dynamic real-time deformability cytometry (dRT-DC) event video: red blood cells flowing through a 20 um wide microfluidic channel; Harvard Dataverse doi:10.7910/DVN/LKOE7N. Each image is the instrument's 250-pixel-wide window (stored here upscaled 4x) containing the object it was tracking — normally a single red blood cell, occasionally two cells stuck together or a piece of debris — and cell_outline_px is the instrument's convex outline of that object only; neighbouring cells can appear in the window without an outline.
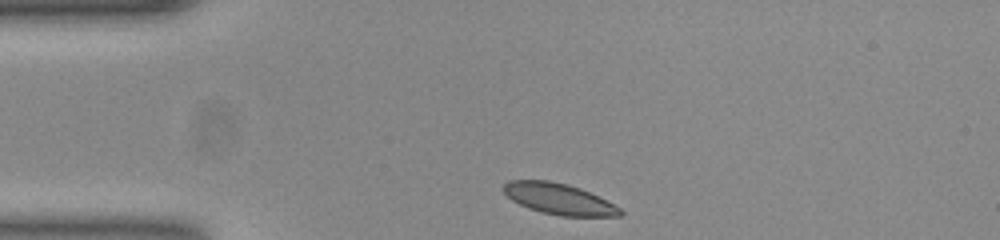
{"species": "common noctule bat (a hibernating species)", "species_latin": "Nyctalus noctula", "temperature_condition": "room temperature", "stored_images_in_passage": 33, "camera_frame_rate_fps": 3000, "um_per_image_px": 0.085, "animal": {"sex": "female", "body_mass_g": 23.0, "forearm_length_mm": 53.4}, "frame": {"image": 1, "passage_image": 1, "time_ms": 0.0, "image_size_px": [1000, 240], "cell_outline_px": [[624, 212], [620, 216], [560, 216], [540, 212], [528, 208], [512, 200], [500, 188], [508, 180], [548, 180], [580, 188], [620, 208]], "centroid_in_image_um": [47.45, 16.91], "position_along_channel_um": 37.6, "area_um2": 20.87}}
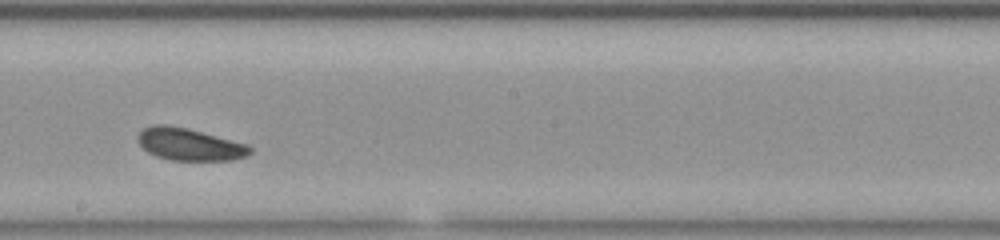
{"frame": {"image": 2, "passage_image": 19, "time_ms": 6.0, "image_size_px": [1000, 240], "cell_outline_px": [[252, 152], [248, 156], [232, 160], [168, 160], [156, 156], [148, 152], [136, 140], [136, 136], [144, 128], [156, 124], [164, 124], [184, 128], [248, 144], [252, 148]], "centroid_in_image_um": [16.1, 12.28], "position_along_channel_um": 232.1, "area_um2": 20.92}}
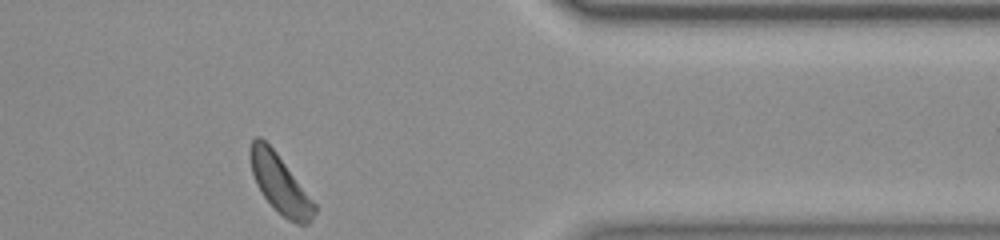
{"frame": {"image": 3, "passage_image": 33, "time_ms": 10.667, "image_size_px": [1000, 240], "cell_outline_px": [[316, 212], [312, 220], [308, 224], [296, 224], [288, 220], [264, 196], [256, 184], [252, 172], [248, 152], [252, 140], [256, 136], [260, 136], [276, 152], [316, 204]], "centroid_in_image_um": [23.79, 15.62], "position_along_channel_um": 387.6, "area_um2": 21.56}, "authors_computed_cell_mechanics": {"area_um2": 21.5016, "velocity_mm_per_s": 3.7846, "shape_relaxation_time_tau1_ms": 1.3329, "shape_relaxation_time_tau2_ms": 7.6994, "deformation_change_tau1": 0.0581, "deformation_change_tau2": 0.1278}}